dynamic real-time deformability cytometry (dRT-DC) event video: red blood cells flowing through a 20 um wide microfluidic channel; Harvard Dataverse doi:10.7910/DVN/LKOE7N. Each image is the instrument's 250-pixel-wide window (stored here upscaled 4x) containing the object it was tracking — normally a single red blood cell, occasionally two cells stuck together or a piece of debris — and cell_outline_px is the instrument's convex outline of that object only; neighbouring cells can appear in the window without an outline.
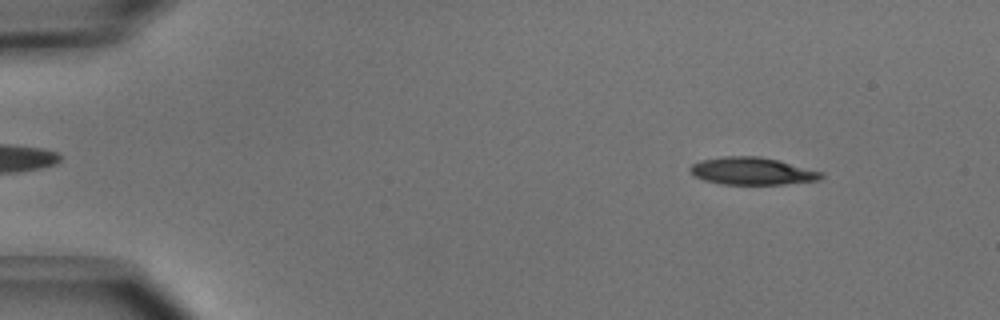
{"species": "common noctule bat (a hibernating species)", "species_latin": "Nyctalus noctula", "temperature_condition": "cold", "stored_images_in_passage": 49, "camera_frame_rate_fps": 3000, "um_per_image_px": 0.085, "animal": {"sex": "male", "body_mass_g": 15.6}, "frame": {"image": 1, "passage_image": 5, "time_ms": 1.333, "image_size_px": [1000, 320], "cell_outline_px": [[824, 176], [820, 180], [784, 184], [724, 184], [704, 180], [696, 176], [688, 168], [692, 164], [700, 160], [724, 156], [760, 156], [824, 172]], "centroid_in_image_um": [63.95, 14.54], "position_along_channel_um": 21.1, "area_um2": 20.81}}
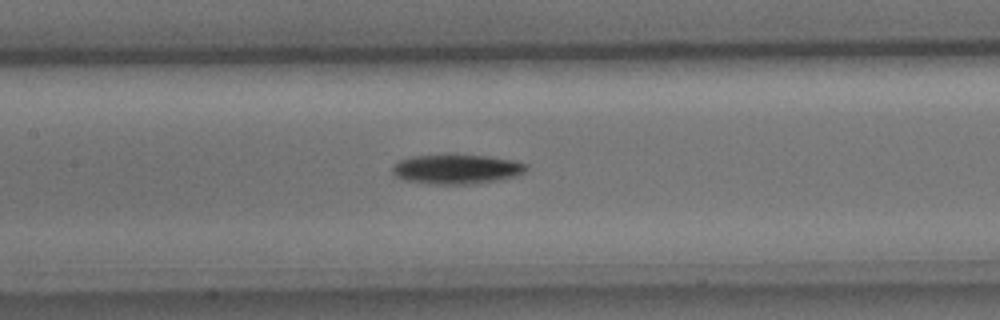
{"frame": {"image": 2, "passage_image": 23, "time_ms": 7.333, "image_size_px": [1000, 320], "cell_outline_px": [[528, 168], [524, 172], [516, 176], [500, 180], [468, 184], [436, 184], [408, 180], [396, 176], [392, 172], [392, 168], [400, 160], [412, 156], [448, 152], [484, 156], [516, 160], [528, 164]], "centroid_in_image_um": [38.85, 14.33], "position_along_channel_um": 168.5, "area_um2": 23.58}}
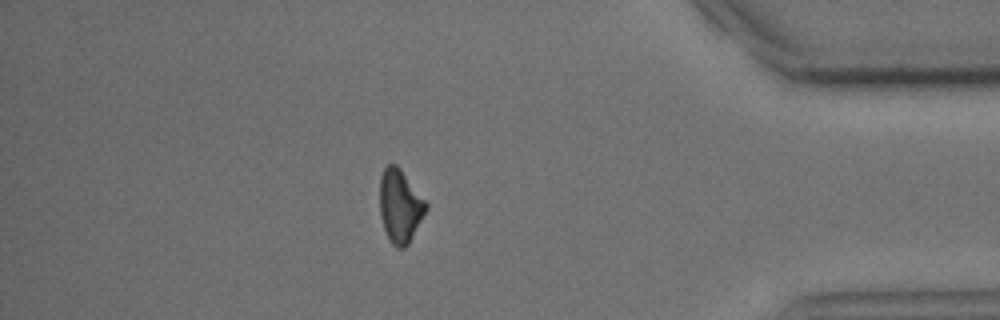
{"frame": {"image": 3, "passage_image": 43, "time_ms": 14.0, "image_size_px": [1000, 320], "cell_outline_px": [[428, 208], [408, 244], [404, 248], [396, 248], [388, 240], [380, 216], [380, 176], [384, 168], [388, 164], [396, 164], [400, 168], [428, 204]], "centroid_in_image_um": [33.99, 17.52], "position_along_channel_um": 401.2, "area_um2": 19.71}, "authors_computed_cell_mechanics": {"area_um2": 21.386, "velocity_mm_per_s": 3.9768, "shape_relaxation_time_tau1_ms": 2.2807, "shape_relaxation_time_tau2_ms": null, "deformation_change_tau1": 0.1058, "deformation_change_tau2": null}}